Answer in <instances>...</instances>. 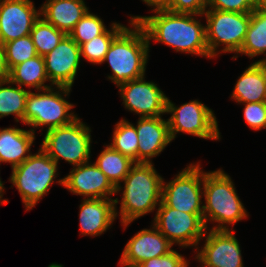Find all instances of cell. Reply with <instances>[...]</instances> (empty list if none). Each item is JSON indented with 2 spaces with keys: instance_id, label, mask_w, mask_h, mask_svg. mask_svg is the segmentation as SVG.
Listing matches in <instances>:
<instances>
[{
  "instance_id": "obj_30",
  "label": "cell",
  "mask_w": 266,
  "mask_h": 267,
  "mask_svg": "<svg viewBox=\"0 0 266 267\" xmlns=\"http://www.w3.org/2000/svg\"><path fill=\"white\" fill-rule=\"evenodd\" d=\"M107 30L103 20L97 15L90 13L86 14L76 23L74 29L69 33V36L79 45L89 42L94 37L103 34Z\"/></svg>"
},
{
  "instance_id": "obj_35",
  "label": "cell",
  "mask_w": 266,
  "mask_h": 267,
  "mask_svg": "<svg viewBox=\"0 0 266 267\" xmlns=\"http://www.w3.org/2000/svg\"><path fill=\"white\" fill-rule=\"evenodd\" d=\"M189 262L186 261L182 254L174 249L168 254L161 257H154L140 263L137 267H188Z\"/></svg>"
},
{
  "instance_id": "obj_20",
  "label": "cell",
  "mask_w": 266,
  "mask_h": 267,
  "mask_svg": "<svg viewBox=\"0 0 266 267\" xmlns=\"http://www.w3.org/2000/svg\"><path fill=\"white\" fill-rule=\"evenodd\" d=\"M84 0H46L40 16L67 35L88 11Z\"/></svg>"
},
{
  "instance_id": "obj_12",
  "label": "cell",
  "mask_w": 266,
  "mask_h": 267,
  "mask_svg": "<svg viewBox=\"0 0 266 267\" xmlns=\"http://www.w3.org/2000/svg\"><path fill=\"white\" fill-rule=\"evenodd\" d=\"M123 105L140 117L166 114L167 96L157 84L145 81V75L118 85Z\"/></svg>"
},
{
  "instance_id": "obj_27",
  "label": "cell",
  "mask_w": 266,
  "mask_h": 267,
  "mask_svg": "<svg viewBox=\"0 0 266 267\" xmlns=\"http://www.w3.org/2000/svg\"><path fill=\"white\" fill-rule=\"evenodd\" d=\"M66 35L41 16L34 23L30 33L37 54L43 57L51 52Z\"/></svg>"
},
{
  "instance_id": "obj_22",
  "label": "cell",
  "mask_w": 266,
  "mask_h": 267,
  "mask_svg": "<svg viewBox=\"0 0 266 267\" xmlns=\"http://www.w3.org/2000/svg\"><path fill=\"white\" fill-rule=\"evenodd\" d=\"M231 98L237 103L266 102V83L262 68L252 63L234 86Z\"/></svg>"
},
{
  "instance_id": "obj_14",
  "label": "cell",
  "mask_w": 266,
  "mask_h": 267,
  "mask_svg": "<svg viewBox=\"0 0 266 267\" xmlns=\"http://www.w3.org/2000/svg\"><path fill=\"white\" fill-rule=\"evenodd\" d=\"M39 17L31 0H0V43L30 35Z\"/></svg>"
},
{
  "instance_id": "obj_18",
  "label": "cell",
  "mask_w": 266,
  "mask_h": 267,
  "mask_svg": "<svg viewBox=\"0 0 266 267\" xmlns=\"http://www.w3.org/2000/svg\"><path fill=\"white\" fill-rule=\"evenodd\" d=\"M138 163H152L172 141L168 120L157 117H140L137 121Z\"/></svg>"
},
{
  "instance_id": "obj_36",
  "label": "cell",
  "mask_w": 266,
  "mask_h": 267,
  "mask_svg": "<svg viewBox=\"0 0 266 267\" xmlns=\"http://www.w3.org/2000/svg\"><path fill=\"white\" fill-rule=\"evenodd\" d=\"M9 77V69L6 64L4 46L0 43V81Z\"/></svg>"
},
{
  "instance_id": "obj_33",
  "label": "cell",
  "mask_w": 266,
  "mask_h": 267,
  "mask_svg": "<svg viewBox=\"0 0 266 267\" xmlns=\"http://www.w3.org/2000/svg\"><path fill=\"white\" fill-rule=\"evenodd\" d=\"M208 4L209 0H167L161 9L202 16L208 9Z\"/></svg>"
},
{
  "instance_id": "obj_10",
  "label": "cell",
  "mask_w": 266,
  "mask_h": 267,
  "mask_svg": "<svg viewBox=\"0 0 266 267\" xmlns=\"http://www.w3.org/2000/svg\"><path fill=\"white\" fill-rule=\"evenodd\" d=\"M202 186V187H201ZM203 171L200 163L189 164L169 182H162L161 201L186 213H203Z\"/></svg>"
},
{
  "instance_id": "obj_3",
  "label": "cell",
  "mask_w": 266,
  "mask_h": 267,
  "mask_svg": "<svg viewBox=\"0 0 266 267\" xmlns=\"http://www.w3.org/2000/svg\"><path fill=\"white\" fill-rule=\"evenodd\" d=\"M111 42L102 63L108 62L112 75L108 79L117 86L143 77L149 57L150 43L143 28L136 21H129Z\"/></svg>"
},
{
  "instance_id": "obj_38",
  "label": "cell",
  "mask_w": 266,
  "mask_h": 267,
  "mask_svg": "<svg viewBox=\"0 0 266 267\" xmlns=\"http://www.w3.org/2000/svg\"><path fill=\"white\" fill-rule=\"evenodd\" d=\"M255 10L261 14H266V0H255Z\"/></svg>"
},
{
  "instance_id": "obj_15",
  "label": "cell",
  "mask_w": 266,
  "mask_h": 267,
  "mask_svg": "<svg viewBox=\"0 0 266 267\" xmlns=\"http://www.w3.org/2000/svg\"><path fill=\"white\" fill-rule=\"evenodd\" d=\"M88 161L73 167L70 173L57 181L69 192L87 198H110L116 193V187L101 172L95 163ZM110 196V197H109Z\"/></svg>"
},
{
  "instance_id": "obj_19",
  "label": "cell",
  "mask_w": 266,
  "mask_h": 267,
  "mask_svg": "<svg viewBox=\"0 0 266 267\" xmlns=\"http://www.w3.org/2000/svg\"><path fill=\"white\" fill-rule=\"evenodd\" d=\"M119 200L106 198L82 199L80 204V232L83 236H98L106 232L118 215Z\"/></svg>"
},
{
  "instance_id": "obj_4",
  "label": "cell",
  "mask_w": 266,
  "mask_h": 267,
  "mask_svg": "<svg viewBox=\"0 0 266 267\" xmlns=\"http://www.w3.org/2000/svg\"><path fill=\"white\" fill-rule=\"evenodd\" d=\"M203 196V221L206 229L210 221L218 224L211 230H230L229 225L233 226L248 216L231 177L221 169L203 172Z\"/></svg>"
},
{
  "instance_id": "obj_1",
  "label": "cell",
  "mask_w": 266,
  "mask_h": 267,
  "mask_svg": "<svg viewBox=\"0 0 266 267\" xmlns=\"http://www.w3.org/2000/svg\"><path fill=\"white\" fill-rule=\"evenodd\" d=\"M153 16H131L144 30L147 39L172 47L176 52H184L211 58L206 43L204 24L195 14L176 13L166 9H153ZM195 16V17H194Z\"/></svg>"
},
{
  "instance_id": "obj_8",
  "label": "cell",
  "mask_w": 266,
  "mask_h": 267,
  "mask_svg": "<svg viewBox=\"0 0 266 267\" xmlns=\"http://www.w3.org/2000/svg\"><path fill=\"white\" fill-rule=\"evenodd\" d=\"M202 15L206 16V43L211 58L219 54L217 50L224 45L220 53L237 54L245 40L250 23V13H237L208 9Z\"/></svg>"
},
{
  "instance_id": "obj_17",
  "label": "cell",
  "mask_w": 266,
  "mask_h": 267,
  "mask_svg": "<svg viewBox=\"0 0 266 267\" xmlns=\"http://www.w3.org/2000/svg\"><path fill=\"white\" fill-rule=\"evenodd\" d=\"M173 244L153 225L136 233L123 249L121 267H137L140 263L171 252Z\"/></svg>"
},
{
  "instance_id": "obj_29",
  "label": "cell",
  "mask_w": 266,
  "mask_h": 267,
  "mask_svg": "<svg viewBox=\"0 0 266 267\" xmlns=\"http://www.w3.org/2000/svg\"><path fill=\"white\" fill-rule=\"evenodd\" d=\"M112 140V143L109 145L114 150H117L135 163H138L139 139L134 124H131L125 119H121L115 124Z\"/></svg>"
},
{
  "instance_id": "obj_24",
  "label": "cell",
  "mask_w": 266,
  "mask_h": 267,
  "mask_svg": "<svg viewBox=\"0 0 266 267\" xmlns=\"http://www.w3.org/2000/svg\"><path fill=\"white\" fill-rule=\"evenodd\" d=\"M94 163L115 187L121 184L135 164L129 157L114 150L110 145H106Z\"/></svg>"
},
{
  "instance_id": "obj_34",
  "label": "cell",
  "mask_w": 266,
  "mask_h": 267,
  "mask_svg": "<svg viewBox=\"0 0 266 267\" xmlns=\"http://www.w3.org/2000/svg\"><path fill=\"white\" fill-rule=\"evenodd\" d=\"M208 9L237 13H251L255 10V0H209Z\"/></svg>"
},
{
  "instance_id": "obj_7",
  "label": "cell",
  "mask_w": 266,
  "mask_h": 267,
  "mask_svg": "<svg viewBox=\"0 0 266 267\" xmlns=\"http://www.w3.org/2000/svg\"><path fill=\"white\" fill-rule=\"evenodd\" d=\"M91 129L75 119L72 123L46 131L40 148L57 164L60 159L77 167L90 161Z\"/></svg>"
},
{
  "instance_id": "obj_2",
  "label": "cell",
  "mask_w": 266,
  "mask_h": 267,
  "mask_svg": "<svg viewBox=\"0 0 266 267\" xmlns=\"http://www.w3.org/2000/svg\"><path fill=\"white\" fill-rule=\"evenodd\" d=\"M116 187V193L123 188L120 217L123 227L153 212L161 203L163 178L157 173L153 163H135L129 174Z\"/></svg>"
},
{
  "instance_id": "obj_37",
  "label": "cell",
  "mask_w": 266,
  "mask_h": 267,
  "mask_svg": "<svg viewBox=\"0 0 266 267\" xmlns=\"http://www.w3.org/2000/svg\"><path fill=\"white\" fill-rule=\"evenodd\" d=\"M145 2L148 6H152L153 9H161L167 0H142Z\"/></svg>"
},
{
  "instance_id": "obj_6",
  "label": "cell",
  "mask_w": 266,
  "mask_h": 267,
  "mask_svg": "<svg viewBox=\"0 0 266 267\" xmlns=\"http://www.w3.org/2000/svg\"><path fill=\"white\" fill-rule=\"evenodd\" d=\"M58 164L41 148L22 164L12 168L9 181L16 186L27 211L31 210L50 190L57 177Z\"/></svg>"
},
{
  "instance_id": "obj_16",
  "label": "cell",
  "mask_w": 266,
  "mask_h": 267,
  "mask_svg": "<svg viewBox=\"0 0 266 267\" xmlns=\"http://www.w3.org/2000/svg\"><path fill=\"white\" fill-rule=\"evenodd\" d=\"M46 73L53 86L72 87L81 60L80 46L66 35L44 56Z\"/></svg>"
},
{
  "instance_id": "obj_9",
  "label": "cell",
  "mask_w": 266,
  "mask_h": 267,
  "mask_svg": "<svg viewBox=\"0 0 266 267\" xmlns=\"http://www.w3.org/2000/svg\"><path fill=\"white\" fill-rule=\"evenodd\" d=\"M166 113L171 114L167 120L172 140L178 132L203 139H221L214 112L198 100H192L178 107L167 97Z\"/></svg>"
},
{
  "instance_id": "obj_23",
  "label": "cell",
  "mask_w": 266,
  "mask_h": 267,
  "mask_svg": "<svg viewBox=\"0 0 266 267\" xmlns=\"http://www.w3.org/2000/svg\"><path fill=\"white\" fill-rule=\"evenodd\" d=\"M8 79L11 83L20 87L27 86L36 90L54 87L52 84L45 85L46 81L49 80L46 73L44 57L39 55L14 66L9 71Z\"/></svg>"
},
{
  "instance_id": "obj_28",
  "label": "cell",
  "mask_w": 266,
  "mask_h": 267,
  "mask_svg": "<svg viewBox=\"0 0 266 267\" xmlns=\"http://www.w3.org/2000/svg\"><path fill=\"white\" fill-rule=\"evenodd\" d=\"M125 27L113 22L110 30L107 29L103 34L80 46L81 57L94 65L102 64L111 42Z\"/></svg>"
},
{
  "instance_id": "obj_21",
  "label": "cell",
  "mask_w": 266,
  "mask_h": 267,
  "mask_svg": "<svg viewBox=\"0 0 266 267\" xmlns=\"http://www.w3.org/2000/svg\"><path fill=\"white\" fill-rule=\"evenodd\" d=\"M35 139L30 129H0V163H10L12 168L22 164L32 154L30 150Z\"/></svg>"
},
{
  "instance_id": "obj_39",
  "label": "cell",
  "mask_w": 266,
  "mask_h": 267,
  "mask_svg": "<svg viewBox=\"0 0 266 267\" xmlns=\"http://www.w3.org/2000/svg\"><path fill=\"white\" fill-rule=\"evenodd\" d=\"M255 62L262 68V71L264 73L265 83H266V57Z\"/></svg>"
},
{
  "instance_id": "obj_26",
  "label": "cell",
  "mask_w": 266,
  "mask_h": 267,
  "mask_svg": "<svg viewBox=\"0 0 266 267\" xmlns=\"http://www.w3.org/2000/svg\"><path fill=\"white\" fill-rule=\"evenodd\" d=\"M237 54H244L249 58L266 55V14H261L256 10L250 13L245 40Z\"/></svg>"
},
{
  "instance_id": "obj_40",
  "label": "cell",
  "mask_w": 266,
  "mask_h": 267,
  "mask_svg": "<svg viewBox=\"0 0 266 267\" xmlns=\"http://www.w3.org/2000/svg\"><path fill=\"white\" fill-rule=\"evenodd\" d=\"M4 183L1 181V178H0V204H7V203H9V201L7 200V199H3L2 197H3V193H4V189H5V187H4V185H3Z\"/></svg>"
},
{
  "instance_id": "obj_32",
  "label": "cell",
  "mask_w": 266,
  "mask_h": 267,
  "mask_svg": "<svg viewBox=\"0 0 266 267\" xmlns=\"http://www.w3.org/2000/svg\"><path fill=\"white\" fill-rule=\"evenodd\" d=\"M244 120L253 130L266 128V102L244 103Z\"/></svg>"
},
{
  "instance_id": "obj_13",
  "label": "cell",
  "mask_w": 266,
  "mask_h": 267,
  "mask_svg": "<svg viewBox=\"0 0 266 267\" xmlns=\"http://www.w3.org/2000/svg\"><path fill=\"white\" fill-rule=\"evenodd\" d=\"M206 230L205 244L195 259L202 267H244L240 244L234 230Z\"/></svg>"
},
{
  "instance_id": "obj_41",
  "label": "cell",
  "mask_w": 266,
  "mask_h": 267,
  "mask_svg": "<svg viewBox=\"0 0 266 267\" xmlns=\"http://www.w3.org/2000/svg\"><path fill=\"white\" fill-rule=\"evenodd\" d=\"M48 267H63L61 264L52 263Z\"/></svg>"
},
{
  "instance_id": "obj_31",
  "label": "cell",
  "mask_w": 266,
  "mask_h": 267,
  "mask_svg": "<svg viewBox=\"0 0 266 267\" xmlns=\"http://www.w3.org/2000/svg\"><path fill=\"white\" fill-rule=\"evenodd\" d=\"M3 46L9 71L14 66L38 55L30 35L7 42Z\"/></svg>"
},
{
  "instance_id": "obj_5",
  "label": "cell",
  "mask_w": 266,
  "mask_h": 267,
  "mask_svg": "<svg viewBox=\"0 0 266 267\" xmlns=\"http://www.w3.org/2000/svg\"><path fill=\"white\" fill-rule=\"evenodd\" d=\"M70 91L71 88L65 86L49 87L37 90V93L30 90L26 99L24 124L32 126L30 130L35 133L34 128L40 126H47L48 131L72 123L78 117L71 111L74 105L65 99Z\"/></svg>"
},
{
  "instance_id": "obj_11",
  "label": "cell",
  "mask_w": 266,
  "mask_h": 267,
  "mask_svg": "<svg viewBox=\"0 0 266 267\" xmlns=\"http://www.w3.org/2000/svg\"><path fill=\"white\" fill-rule=\"evenodd\" d=\"M153 225L174 245L196 247L204 237L206 226L203 213H186L168 207L162 201L154 216Z\"/></svg>"
},
{
  "instance_id": "obj_25",
  "label": "cell",
  "mask_w": 266,
  "mask_h": 267,
  "mask_svg": "<svg viewBox=\"0 0 266 267\" xmlns=\"http://www.w3.org/2000/svg\"><path fill=\"white\" fill-rule=\"evenodd\" d=\"M16 86L9 79L0 81V118L15 115V120L24 124L26 99L30 90Z\"/></svg>"
}]
</instances>
